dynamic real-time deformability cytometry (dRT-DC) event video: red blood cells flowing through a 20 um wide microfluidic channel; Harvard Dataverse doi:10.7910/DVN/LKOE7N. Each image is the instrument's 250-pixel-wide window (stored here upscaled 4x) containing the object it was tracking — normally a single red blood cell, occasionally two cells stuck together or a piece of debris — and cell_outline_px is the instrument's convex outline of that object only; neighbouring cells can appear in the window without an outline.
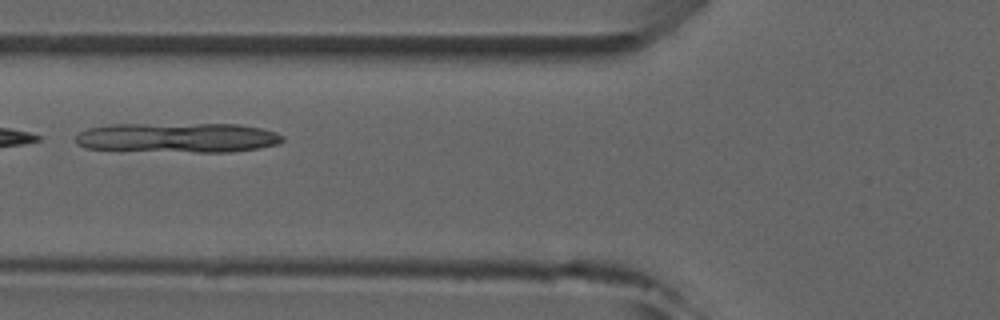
{"species": "common noctule bat (a hibernating species)", "species_latin": "Nyctalus noctula", "temperature_condition": "room temperature", "stored_images_in_passage": 2, "camera_frame_rate_fps": 3000, "um_per_image_px": 0.085, "animal": {"sex": "male", "forearm_length_mm": 52.5}, "frame": {"image": 1, "passage_image": 2, "time_ms": 1.0, "image_size_px": [1000, 320], "cell_outline_px": [[284, 140], [280, 144], [232, 152], [192, 152], [84, 148], [76, 144], [76, 136], [80, 132], [88, 128], [108, 124], [240, 124], [260, 128], [276, 132], [284, 136]], "centroid_in_image_um": [15.13, 11.69], "position_along_channel_um": 110.7, "area_um2": 36.01}}